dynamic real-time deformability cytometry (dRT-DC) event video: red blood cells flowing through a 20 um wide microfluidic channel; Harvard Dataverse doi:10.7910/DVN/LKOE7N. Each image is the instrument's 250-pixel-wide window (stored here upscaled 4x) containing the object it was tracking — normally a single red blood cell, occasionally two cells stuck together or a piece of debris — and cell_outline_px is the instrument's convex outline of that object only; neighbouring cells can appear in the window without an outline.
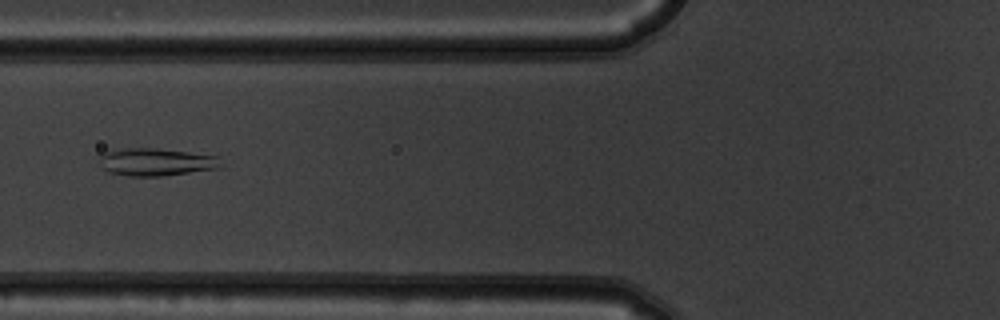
{"species": "common noctule bat (a hibernating species)", "species_latin": "Nyctalus noctula", "temperature_condition": "warm", "stored_images_in_passage": 8, "camera_frame_rate_fps": 3000, "um_per_image_px": 0.085, "animal": {"sex": "male", "body_mass_g": 19.5, "forearm_length_mm": 54.6}, "frame": {"image": 1, "passage_image": 6, "time_ms": 1.667, "image_size_px": [1000, 320], "cell_outline_px": [[224, 168], [164, 176], [128, 176], [108, 172], [100, 164], [100, 156], [104, 152], [120, 148], [152, 148], [188, 152], [216, 156], [224, 164]], "centroid_in_image_um": [13.31, 13.78], "position_along_channel_um": 112.5, "area_um2": 19.77}}